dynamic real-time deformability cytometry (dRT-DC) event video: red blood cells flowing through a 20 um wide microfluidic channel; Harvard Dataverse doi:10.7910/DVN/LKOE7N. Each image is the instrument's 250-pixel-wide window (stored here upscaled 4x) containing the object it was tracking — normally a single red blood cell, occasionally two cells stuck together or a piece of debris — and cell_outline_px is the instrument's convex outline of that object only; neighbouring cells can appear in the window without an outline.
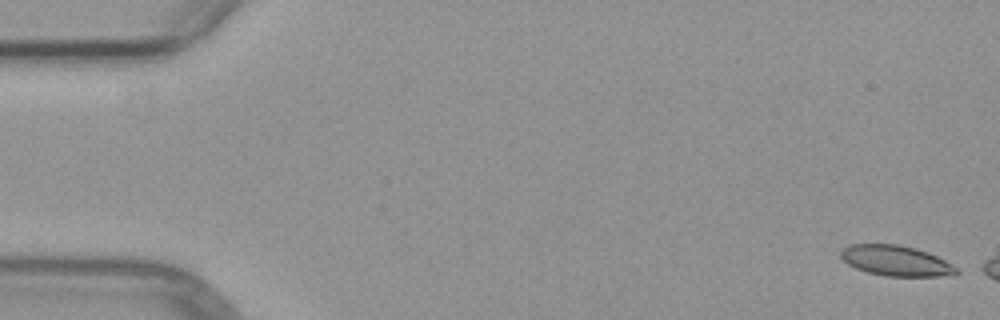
{"species": "common noctule bat (a hibernating species)", "species_latin": "Nyctalus noctula", "temperature_condition": "warm", "stored_images_in_passage": 3, "camera_frame_rate_fps": 3000, "um_per_image_px": 0.085, "animal": {"sex": "female", "body_mass_g": 29.2, "forearm_length_mm": 56.3}, "frame": {"image": 1, "passage_image": 1, "time_ms": 0.0, "image_size_px": [1000, 320], "cell_outline_px": [[960, 272], [952, 276], [888, 276], [868, 272], [856, 268], [848, 264], [840, 256], [840, 252], [848, 244], [900, 244], [916, 248], [928, 252], [952, 264]], "centroid_in_image_um": [76.17, 22.15], "position_along_channel_um": 8.8, "area_um2": 20.52}}